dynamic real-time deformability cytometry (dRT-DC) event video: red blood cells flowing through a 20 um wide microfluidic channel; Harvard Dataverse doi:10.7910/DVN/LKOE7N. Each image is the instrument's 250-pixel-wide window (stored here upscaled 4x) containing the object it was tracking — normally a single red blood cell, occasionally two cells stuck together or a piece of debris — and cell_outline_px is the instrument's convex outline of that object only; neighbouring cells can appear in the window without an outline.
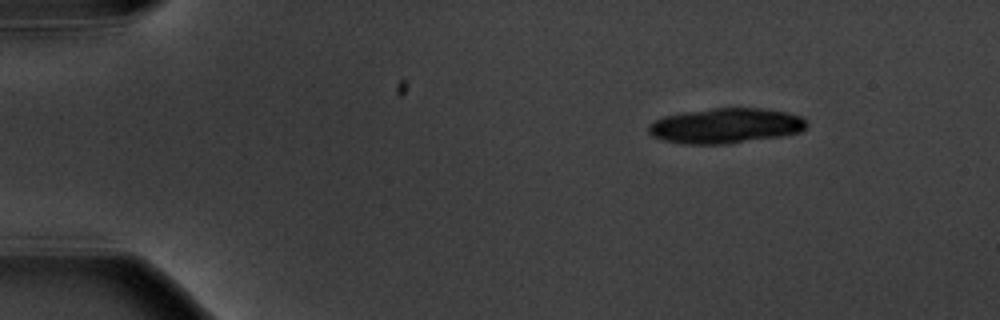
{"species": "common noctule bat (a hibernating species)", "species_latin": "Nyctalus noctula", "temperature_condition": "warm", "stored_images_in_passage": 7, "segment_of_instrument_passage": [2, 2], "camera_frame_rate_fps": 3000, "um_per_image_px": 0.085, "animal": {"sex": "male", "body_mass_g": 20.1, "forearm_length_mm": 53.5}, "frame": {"image": 1, "passage_image": 7, "time_ms": 7.0, "image_size_px": [1000, 320], "cell_outline_px": [[808, 124], [800, 132], [784, 136], [724, 144], [684, 144], [664, 140], [652, 136], [648, 132], [648, 124], [664, 116], [684, 112], [712, 108], [760, 108], [788, 112], [800, 116], [808, 120]], "centroid_in_image_um": [61.7, 10.69], "position_along_channel_um": 23.3, "area_um2": 32.54}}